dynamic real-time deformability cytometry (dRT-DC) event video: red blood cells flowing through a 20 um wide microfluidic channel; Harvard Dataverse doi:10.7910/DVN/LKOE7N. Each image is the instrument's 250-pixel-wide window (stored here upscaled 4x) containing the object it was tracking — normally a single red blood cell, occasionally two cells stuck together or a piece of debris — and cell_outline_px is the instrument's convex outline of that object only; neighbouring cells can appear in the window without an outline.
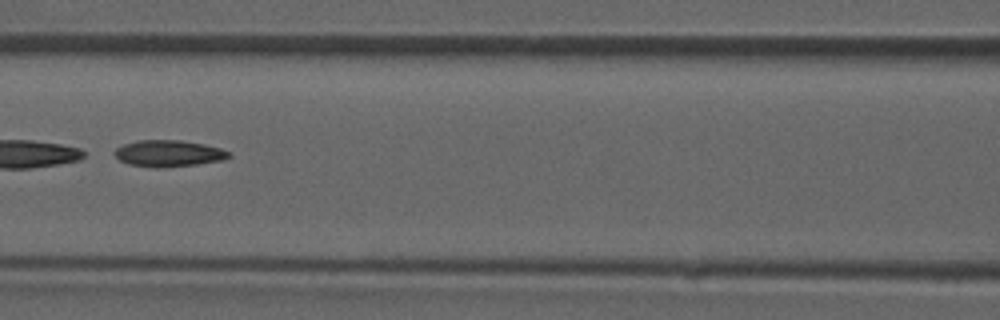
{"species": "common noctule bat (a hibernating species)", "species_latin": "Nyctalus noctula", "temperature_condition": "room temperature", "stored_images_in_passage": 47, "camera_frame_rate_fps": 3000, "um_per_image_px": 0.085, "animal": {"sex": "male", "forearm_length_mm": 52.5}, "frame": {"image": 1, "passage_image": 21, "time_ms": 6.667, "image_size_px": [1000, 320], "cell_outline_px": [[232, 156], [224, 160], [196, 164], [164, 168], [152, 168], [128, 164], [120, 160], [112, 152], [116, 148], [124, 144], [140, 140], [180, 140], [204, 144], [220, 148], [232, 152]], "centroid_in_image_um": [14.35, 13.05], "position_along_channel_um": 152.3, "area_um2": 17.86}}